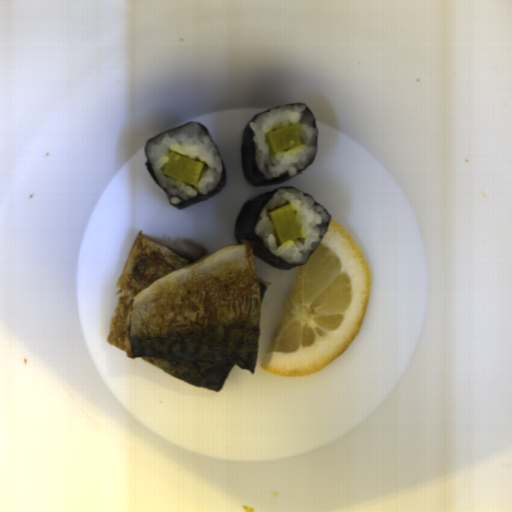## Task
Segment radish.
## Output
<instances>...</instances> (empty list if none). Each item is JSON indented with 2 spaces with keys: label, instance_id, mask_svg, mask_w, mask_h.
<instances>
[{
  "label": "radish",
  "instance_id": "8e3532e8",
  "mask_svg": "<svg viewBox=\"0 0 512 512\" xmlns=\"http://www.w3.org/2000/svg\"><path fill=\"white\" fill-rule=\"evenodd\" d=\"M204 163L186 158L174 152H169L168 160L163 165V173L179 181L196 185Z\"/></svg>",
  "mask_w": 512,
  "mask_h": 512
},
{
  "label": "radish",
  "instance_id": "49b2ee8c",
  "mask_svg": "<svg viewBox=\"0 0 512 512\" xmlns=\"http://www.w3.org/2000/svg\"><path fill=\"white\" fill-rule=\"evenodd\" d=\"M272 152L294 148L301 144L298 125H291L269 132L268 134Z\"/></svg>",
  "mask_w": 512,
  "mask_h": 512
},
{
  "label": "radish",
  "instance_id": "1f323893",
  "mask_svg": "<svg viewBox=\"0 0 512 512\" xmlns=\"http://www.w3.org/2000/svg\"><path fill=\"white\" fill-rule=\"evenodd\" d=\"M280 244L303 237L298 216L291 205L284 204L269 211Z\"/></svg>",
  "mask_w": 512,
  "mask_h": 512
}]
</instances>
